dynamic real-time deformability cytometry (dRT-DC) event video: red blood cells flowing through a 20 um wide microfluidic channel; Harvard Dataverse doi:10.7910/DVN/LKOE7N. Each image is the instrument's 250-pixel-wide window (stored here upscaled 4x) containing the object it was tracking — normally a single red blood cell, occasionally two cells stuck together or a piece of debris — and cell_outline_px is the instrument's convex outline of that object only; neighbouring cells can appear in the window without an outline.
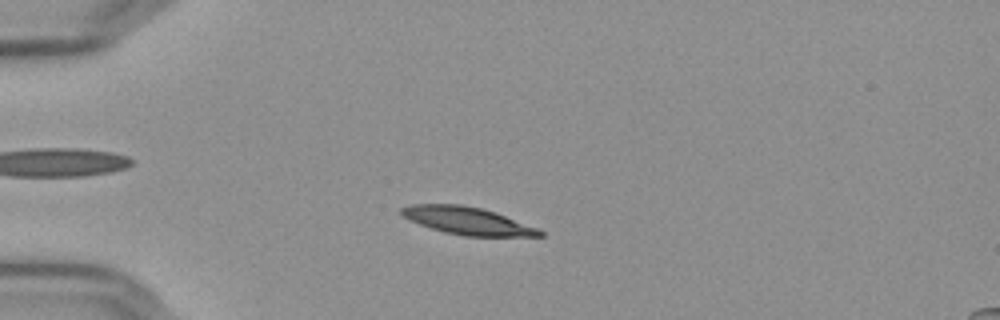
{"species": "Egyptian fruit bat (a non-hibernating species)", "species_latin": "Rousettus aegyptiacus", "temperature_condition": "cold", "stored_images_in_passage": 9, "camera_frame_rate_fps": 3000, "um_per_image_px": 0.085, "frame": {"image": 1, "passage_image": 3, "time_ms": 0.667, "image_size_px": [1000, 320], "cell_outline_px": [[544, 236], [464, 236], [444, 232], [408, 220], [400, 212], [400, 208], [408, 204], [460, 204], [480, 208], [496, 212], [536, 228], [544, 232]], "centroid_in_image_um": [39.69, 18.76], "position_along_channel_um": 45.3, "area_um2": 22.02}}
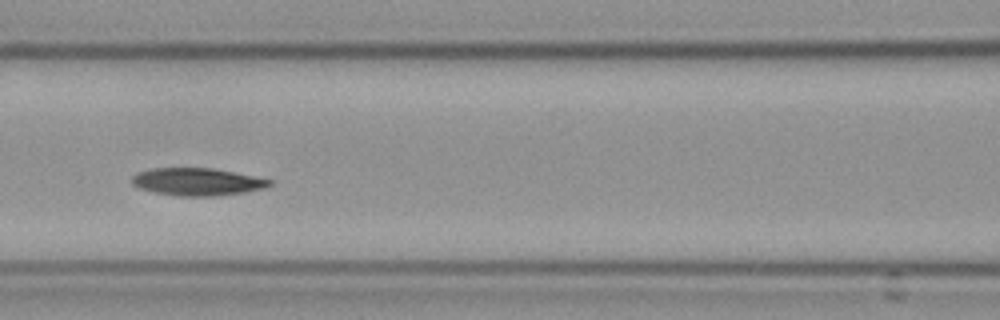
{"frame": {"image": 2, "passage_image": 6, "time_ms": 1.667, "image_size_px": [1000, 320], "cell_outline_px": [[272, 184], [264, 188], [244, 192], [216, 196], [176, 196], [152, 192], [136, 188], [132, 184], [132, 176], [136, 172], [152, 168], [212, 168], [272, 180]], "centroid_in_image_um": [16.68, 15.46], "position_along_channel_um": 149.9, "area_um2": 22.14}}